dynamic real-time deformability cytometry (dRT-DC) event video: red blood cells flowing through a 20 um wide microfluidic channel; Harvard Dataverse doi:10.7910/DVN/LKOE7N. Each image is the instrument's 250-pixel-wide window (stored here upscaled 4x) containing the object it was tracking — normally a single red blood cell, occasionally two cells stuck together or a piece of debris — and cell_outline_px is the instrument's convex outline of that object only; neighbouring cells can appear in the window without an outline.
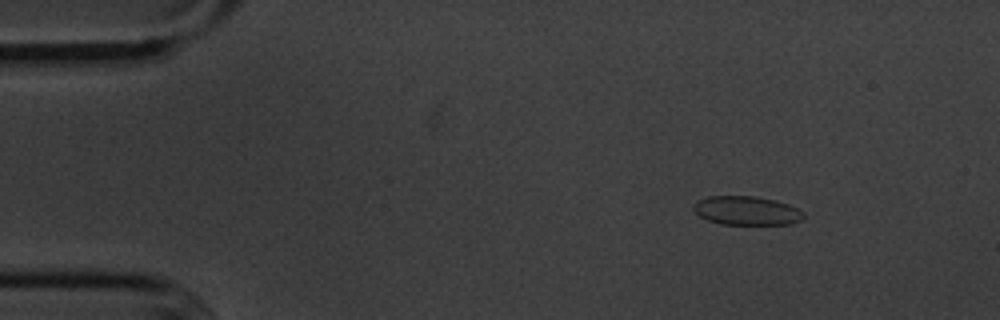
{"species": "common noctule bat (a hibernating species)", "species_latin": "Nyctalus noctula", "temperature_condition": "cold", "stored_images_in_passage": 49, "camera_frame_rate_fps": 3000, "um_per_image_px": 0.085, "animal": {"sex": "male", "body_mass_g": 20.1, "forearm_length_mm": 53.5}, "frame": {"image": 1, "passage_image": 1, "time_ms": 0.0, "image_size_px": [1000, 320], "cell_outline_px": [[804, 216], [800, 220], [792, 224], [720, 224], [708, 220], [700, 216], [692, 208], [692, 204], [696, 200], [708, 196], [756, 196], [788, 204], [804, 212]], "centroid_in_image_um": [63.42, 17.9], "position_along_channel_um": 21.6, "area_um2": 18.5}}
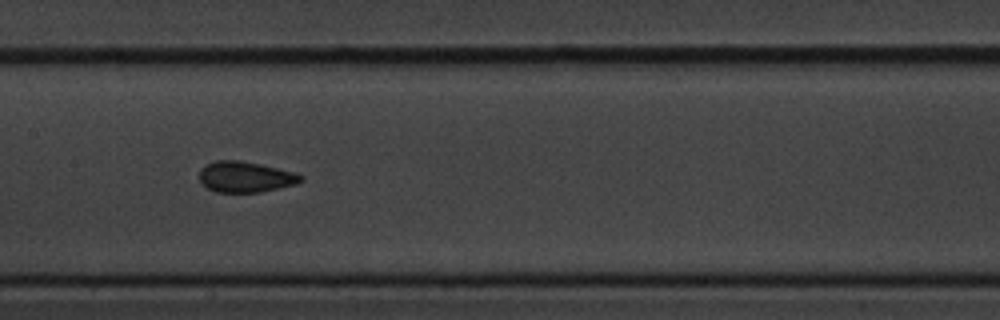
{"frame": {"image": 2, "passage_image": 21, "time_ms": 6.667, "image_size_px": [1000, 320], "cell_outline_px": [[304, 180], [296, 184], [280, 188], [260, 192], [216, 192], [208, 188], [200, 180], [200, 168], [216, 160], [240, 160], [260, 164], [292, 172], [304, 176]], "centroid_in_image_um": [20.87, 15.04], "position_along_channel_um": 186.5, "area_um2": 18.09}}
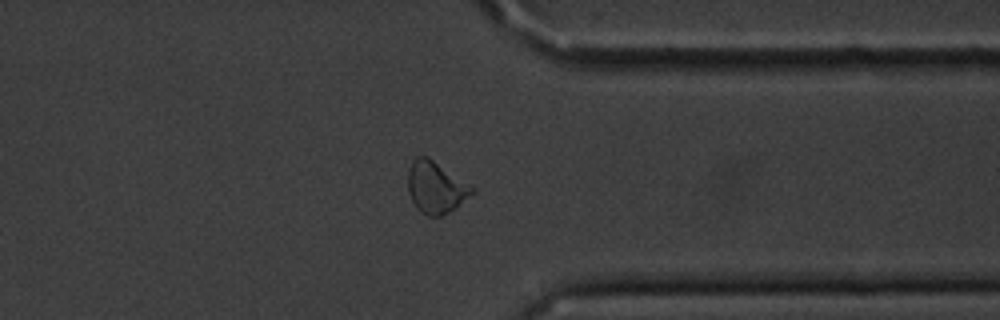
{"frame": {"image": 3, "passage_image": 37, "time_ms": 12.0, "image_size_px": [1000, 320], "cell_outline_px": [[476, 192], [456, 208], [440, 216], [428, 216], [420, 212], [416, 208], [408, 192], [408, 172], [412, 160], [416, 156], [428, 156], [476, 188]], "centroid_in_image_um": [37.06, 15.92], "position_along_channel_um": 374.3, "area_um2": 19.59}, "authors_computed_cell_mechanics": {"area_um2": 18.496, "velocity_mm_per_s": 3.5943, "shape_relaxation_time_tau1_ms": 3.0539, "shape_relaxation_time_tau2_ms": 1.1773, "deformation_change_tau1": 0.0904, "deformation_change_tau2": 0.0546}}